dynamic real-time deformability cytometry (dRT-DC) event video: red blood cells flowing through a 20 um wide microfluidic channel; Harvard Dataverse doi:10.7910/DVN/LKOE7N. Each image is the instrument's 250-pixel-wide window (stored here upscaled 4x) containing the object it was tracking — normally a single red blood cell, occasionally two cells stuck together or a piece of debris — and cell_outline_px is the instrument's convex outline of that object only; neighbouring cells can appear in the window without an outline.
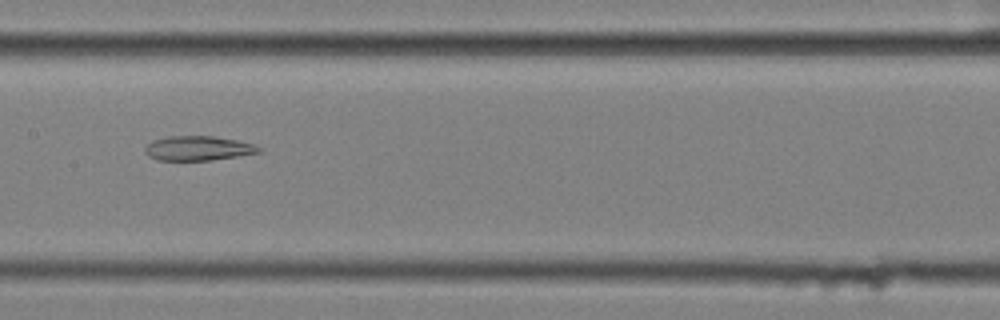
{"species": "common noctule bat (a hibernating species)", "species_latin": "Nyctalus noctula", "temperature_condition": "cold", "stored_images_in_passage": 57, "segment_of_instrument_passage": [2, 2], "camera_frame_rate_fps": 3000, "um_per_image_px": 0.085, "animal": {"sex": "female", "body_mass_g": 25.1}, "frame": {"image": 1, "passage_image": 29, "time_ms": 9.333, "image_size_px": [1000, 320], "cell_outline_px": [[260, 152], [212, 160], [156, 160], [148, 156], [144, 152], [144, 148], [152, 140], [168, 136], [212, 136], [236, 140], [256, 144], [260, 148]], "centroid_in_image_um": [16.8, 12.6], "position_along_channel_um": 190.6, "area_um2": 16.24}}
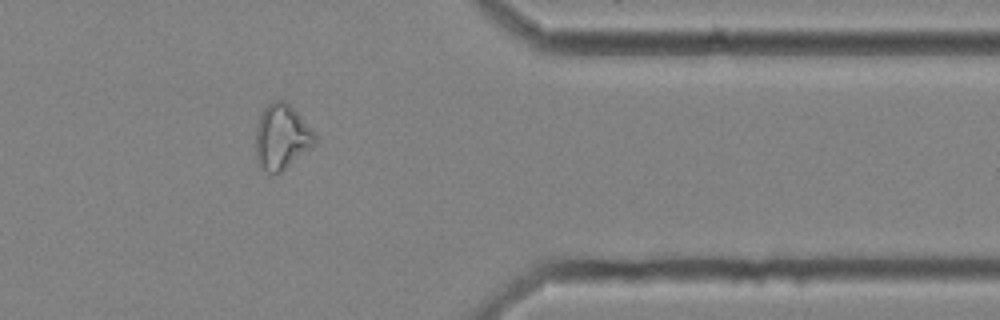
{"frame": {"image": 2, "passage_image": 47, "time_ms": 15.333, "image_size_px": [1000, 320], "cell_outline_px": [[316, 144], [280, 172], [268, 172], [260, 168], [256, 156], [256, 128], [260, 112], [272, 100], [284, 100], [316, 132]], "centroid_in_image_um": [23.94, 11.62], "position_along_channel_um": 387.5, "area_um2": 22.37}}
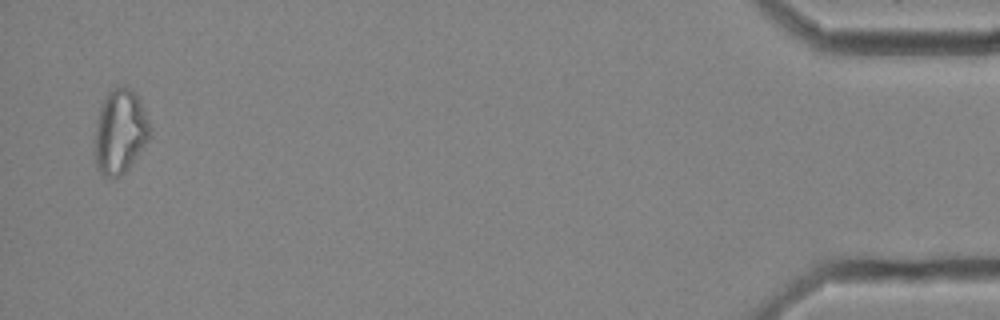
{"frame": {"image": 3, "passage_image": 56, "time_ms": 18.333, "image_size_px": [1000, 320], "cell_outline_px": [[152, 136], [132, 164], [120, 176], [104, 176], [96, 168], [96, 124], [100, 108], [108, 92], [112, 88], [124, 84], [132, 88], [152, 128]], "centroid_in_image_um": [10.24, 11.17], "position_along_channel_um": 425.0, "area_um2": 26.93}}